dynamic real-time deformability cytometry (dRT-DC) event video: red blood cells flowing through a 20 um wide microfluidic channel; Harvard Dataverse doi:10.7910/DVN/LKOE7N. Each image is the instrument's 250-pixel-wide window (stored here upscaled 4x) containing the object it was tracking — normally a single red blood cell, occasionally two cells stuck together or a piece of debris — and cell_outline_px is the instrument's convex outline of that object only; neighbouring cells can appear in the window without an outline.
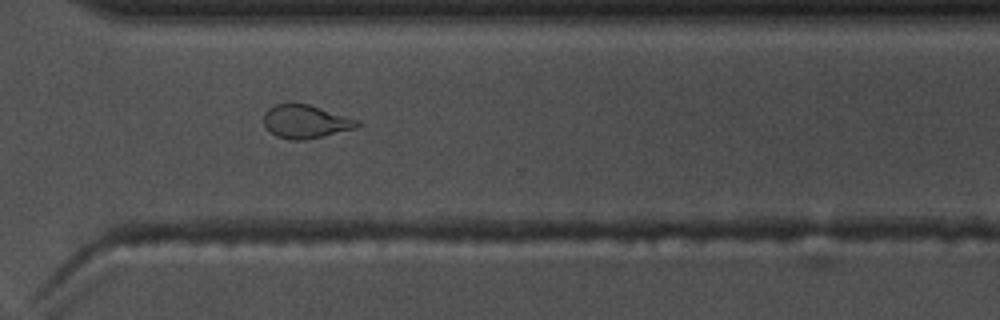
{"species": "common noctule bat (a hibernating species)", "species_latin": "Nyctalus noctula", "temperature_condition": "warm", "stored_images_in_passage": 53, "camera_frame_rate_fps": 3000, "um_per_image_px": 0.085, "animal": {"sex": "male", "body_mass_g": 17.5, "forearm_length_mm": 52.3}, "frame": {"image": 1, "passage_image": 38, "time_ms": 12.333, "image_size_px": [1000, 320], "cell_outline_px": [[360, 124], [356, 128], [304, 140], [292, 140], [276, 136], [264, 124], [264, 112], [268, 108], [276, 104], [308, 104], [360, 120]], "centroid_in_image_um": [25.98, 10.33], "position_along_channel_um": 344.6, "area_um2": 17.92}, "authors_computed_cell_mechanics": {"area_um2": 18.8428, "velocity_mm_per_s": 3.7472, "shape_relaxation_time_tau1_ms": 9.56, "shape_relaxation_time_tau2_ms": 1.2755, "deformation_change_tau1": 0.2023, "deformation_change_tau2": 0.0739}}